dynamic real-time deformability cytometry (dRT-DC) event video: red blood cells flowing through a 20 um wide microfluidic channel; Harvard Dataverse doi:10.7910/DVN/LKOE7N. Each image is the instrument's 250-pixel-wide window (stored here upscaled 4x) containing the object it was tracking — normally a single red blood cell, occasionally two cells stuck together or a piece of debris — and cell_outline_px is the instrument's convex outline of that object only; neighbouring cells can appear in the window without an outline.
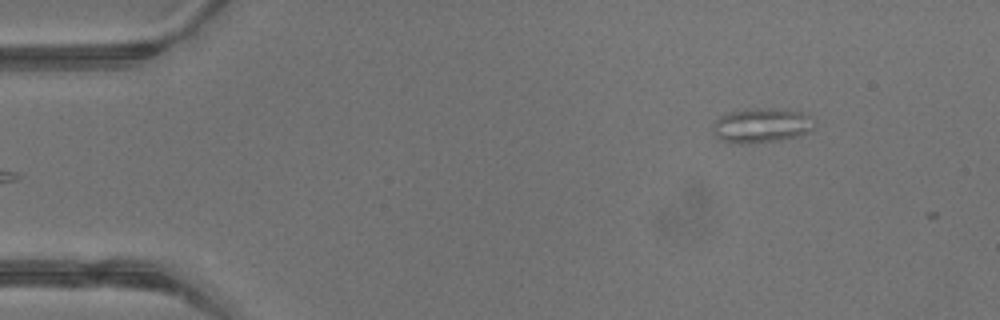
{"species": "common noctule bat (a hibernating species)", "species_latin": "Nyctalus noctula", "temperature_condition": "warm", "stored_images_in_passage": 4, "camera_frame_rate_fps": 3000, "um_per_image_px": 0.085, "animal": {"sex": "male", "body_mass_g": 13.3}, "frame": {"image": 1, "passage_image": 4, "time_ms": 1.0, "image_size_px": [1000, 320], "cell_outline_px": [[812, 128], [808, 132], [796, 136], [780, 140], [748, 144], [740, 144], [720, 140], [712, 132], [712, 128], [716, 120], [720, 116], [728, 112], [756, 108], [768, 108], [804, 112], [808, 116]], "centroid_in_image_um": [64.65, 10.67], "position_along_channel_um": 20.4, "area_um2": 20.23}}